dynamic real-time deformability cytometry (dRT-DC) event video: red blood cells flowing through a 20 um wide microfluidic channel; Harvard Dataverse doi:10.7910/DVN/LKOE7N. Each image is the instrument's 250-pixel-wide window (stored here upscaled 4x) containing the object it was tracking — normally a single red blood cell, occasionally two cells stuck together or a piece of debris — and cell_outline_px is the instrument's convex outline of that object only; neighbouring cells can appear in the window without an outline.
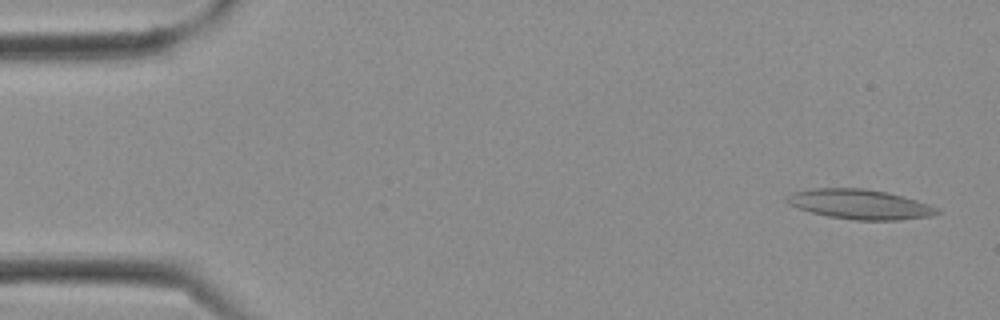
{"species": "Egyptian fruit bat (a non-hibernating species)", "species_latin": "Rousettus aegyptiacus", "temperature_condition": "cold", "stored_images_in_passage": 13, "camera_frame_rate_fps": 3000, "um_per_image_px": 0.085, "frame": {"image": 1, "passage_image": 1, "time_ms": 0.0, "image_size_px": [1000, 320], "cell_outline_px": [[940, 212], [932, 216], [900, 220], [852, 220], [828, 216], [812, 212], [788, 204], [784, 200], [792, 192], [812, 188], [864, 188], [904, 196], [940, 208]], "centroid_in_image_um": [73.1, 17.36], "position_along_channel_um": 11.9, "area_um2": 26.07}}
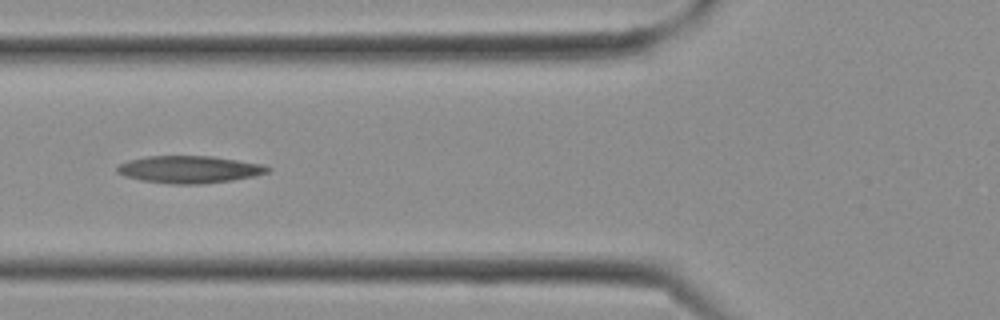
{"frame": {"image": 2, "passage_image": 10, "time_ms": 3.0, "image_size_px": [1000, 320], "cell_outline_px": [[272, 168], [268, 172], [256, 176], [232, 180], [200, 184], [172, 184], [140, 180], [124, 176], [116, 172], [116, 168], [120, 164], [128, 160], [148, 156], [212, 156], [264, 164]], "centroid_in_image_um": [16.11, 14.4], "position_along_channel_um": 109.7, "area_um2": 24.04}}
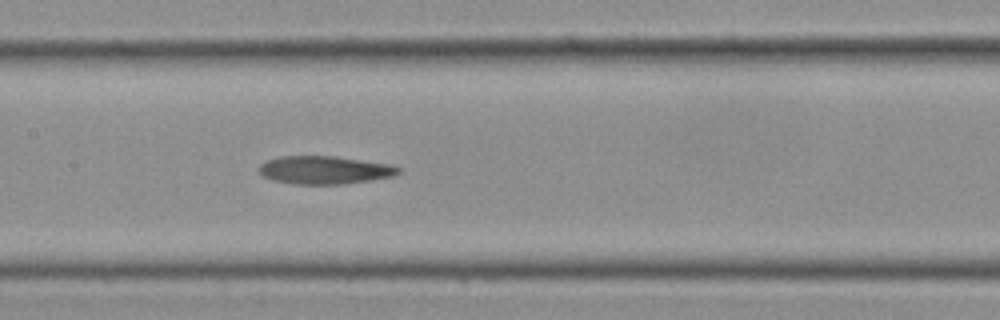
{"frame": {"image": 3, "passage_image": 13, "time_ms": 4.0, "image_size_px": [1000, 320], "cell_outline_px": [[404, 168], [396, 176], [344, 184], [296, 184], [272, 180], [264, 176], [260, 172], [260, 164], [268, 160], [280, 156], [336, 156], [392, 164]], "centroid_in_image_um": [27.67, 14.45], "position_along_channel_um": 179.7, "area_um2": 22.95}}